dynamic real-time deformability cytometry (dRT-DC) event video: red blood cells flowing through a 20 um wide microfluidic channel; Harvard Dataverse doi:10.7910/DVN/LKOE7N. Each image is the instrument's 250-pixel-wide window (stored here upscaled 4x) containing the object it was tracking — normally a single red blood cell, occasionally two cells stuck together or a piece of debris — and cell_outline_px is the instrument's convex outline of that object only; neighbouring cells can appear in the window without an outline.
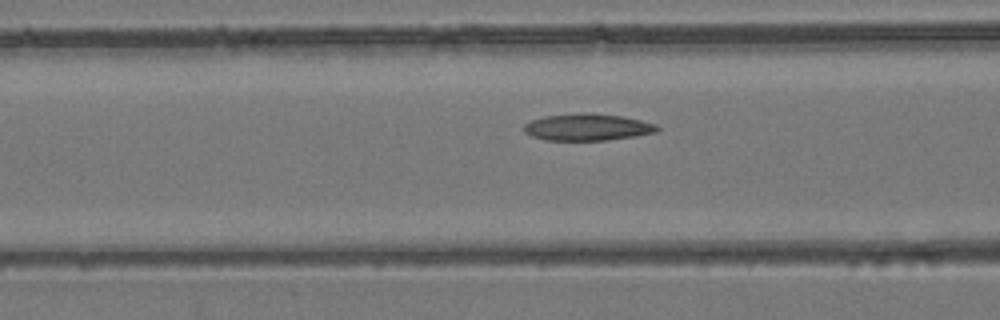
{"species": "common noctule bat (a hibernating species)", "species_latin": "Nyctalus noctula", "temperature_condition": "room temperature", "stored_images_in_passage": 16, "camera_frame_rate_fps": 3000, "um_per_image_px": 0.085, "animal": {"sex": "female", "body_mass_g": 24.6, "forearm_length_mm": 56.2}, "frame": {"image": 1, "passage_image": 10, "time_ms": 3.0, "image_size_px": [1000, 320], "cell_outline_px": [[660, 128], [656, 132], [632, 136], [604, 140], [544, 140], [532, 136], [524, 132], [524, 124], [532, 120], [544, 116], [584, 112], [620, 116], [640, 120], [656, 124]], "centroid_in_image_um": [49.89, 10.8], "position_along_channel_um": 116.7, "area_um2": 20.63}}
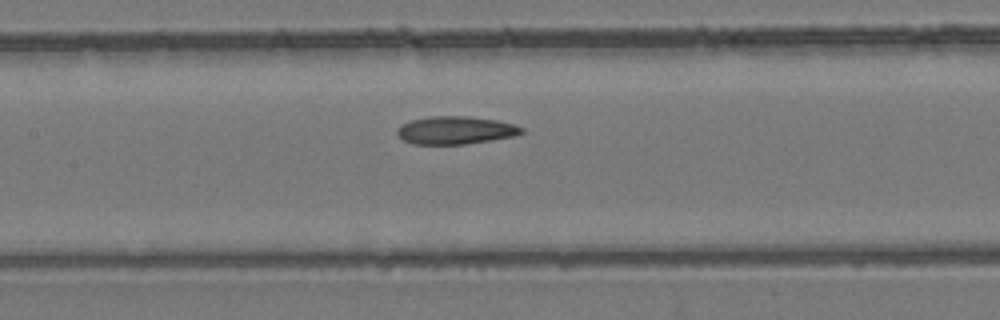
{"frame": {"image": 2, "passage_image": 14, "time_ms": 4.333, "image_size_px": [1000, 320], "cell_outline_px": [[524, 132], [512, 136], [492, 140], [464, 144], [412, 144], [404, 140], [396, 132], [396, 128], [412, 120], [432, 116], [468, 116], [496, 120], [512, 124], [524, 128]], "centroid_in_image_um": [38.72, 11.07], "position_along_channel_um": 168.7, "area_um2": 20.0}}